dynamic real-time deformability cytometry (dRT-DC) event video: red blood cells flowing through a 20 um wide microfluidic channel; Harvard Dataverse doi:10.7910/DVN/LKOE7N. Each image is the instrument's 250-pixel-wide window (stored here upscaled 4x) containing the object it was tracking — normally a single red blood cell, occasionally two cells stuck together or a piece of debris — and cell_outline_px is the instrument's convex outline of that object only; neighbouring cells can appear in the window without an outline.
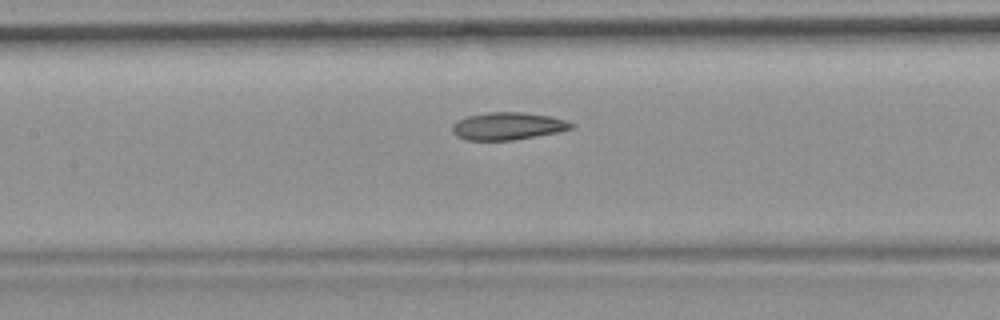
{"species": "common noctule bat (a hibernating species)", "species_latin": "Nyctalus noctula", "temperature_condition": "room temperature", "stored_images_in_passage": 51, "camera_frame_rate_fps": 3000, "um_per_image_px": 0.085, "animal": {"sex": "female", "body_mass_g": 19.9}, "frame": {"image": 1, "passage_image": 22, "time_ms": 7.0, "image_size_px": [1000, 320], "cell_outline_px": [[576, 124], [572, 128], [560, 132], [512, 140], [468, 140], [456, 136], [452, 132], [452, 124], [456, 120], [468, 116], [488, 112], [524, 112], [548, 116], [564, 120]], "centroid_in_image_um": [43.14, 10.72], "position_along_channel_um": 164.3, "area_um2": 19.07}, "authors_computed_cell_mechanics": {"area_um2": 19.7098, "velocity_mm_per_s": 3.7283, "shape_relaxation_time_tau1_ms": null, "shape_relaxation_time_tau2_ms": 5.9128, "deformation_change_tau1": null, "deformation_change_tau2": 0.1237}}